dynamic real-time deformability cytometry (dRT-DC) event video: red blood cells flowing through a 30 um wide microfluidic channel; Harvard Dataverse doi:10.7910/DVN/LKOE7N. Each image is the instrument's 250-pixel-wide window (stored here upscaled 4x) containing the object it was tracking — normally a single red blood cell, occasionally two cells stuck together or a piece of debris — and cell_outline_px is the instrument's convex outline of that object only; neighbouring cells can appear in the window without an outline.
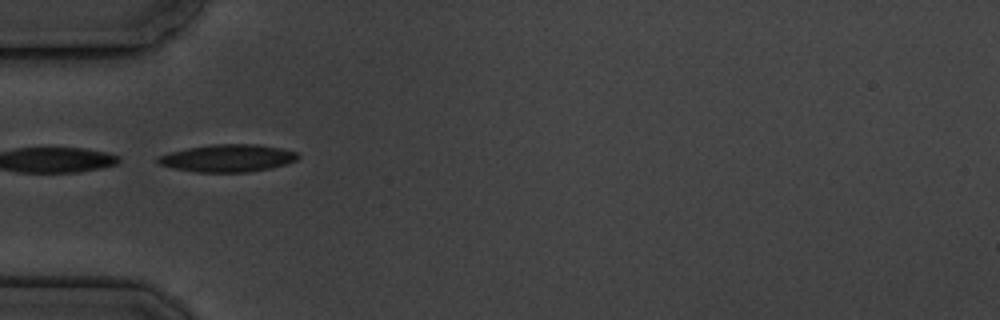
{"species": "common noctule bat (a hibernating species)", "species_latin": "Nyctalus noctula", "temperature_condition": "cold", "stored_images_in_passage": 12, "camera_frame_rate_fps": 3000, "um_per_image_px": 0.085, "animal": {"sex": "male", "body_mass_g": 19.5, "forearm_length_mm": 54.6}, "frame": {"image": 1, "passage_image": 1, "time_ms": 0.0, "image_size_px": [1000, 320], "cell_outline_px": [[300, 156], [296, 160], [288, 164], [272, 168], [248, 172], [196, 172], [172, 168], [160, 164], [156, 160], [160, 156], [168, 152], [188, 148], [212, 144], [256, 144], [280, 148], [296, 152]], "centroid_in_image_um": [19.37, 13.44], "position_along_channel_um": 65.6, "area_um2": 22.43}}
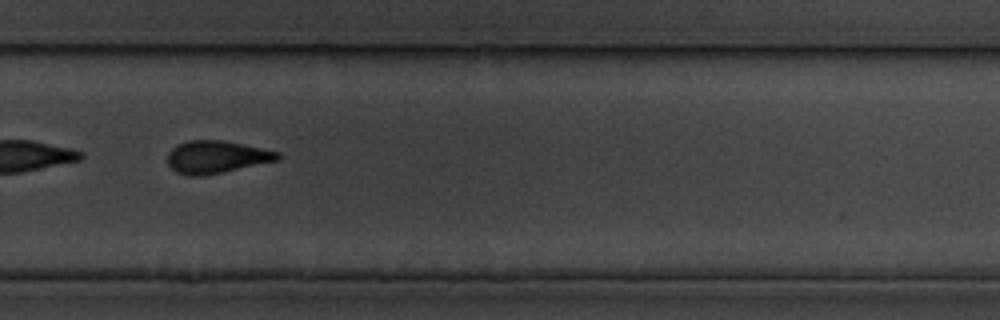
{"frame": {"image": 2, "passage_image": 7, "time_ms": 7.0, "image_size_px": [1000, 320], "cell_outline_px": [[280, 160], [224, 172], [200, 176], [192, 176], [176, 172], [168, 164], [168, 152], [176, 144], [188, 140], [220, 140], [280, 152]], "centroid_in_image_um": [18.38, 13.35], "position_along_channel_um": 311.4, "area_um2": 20.81}, "authors_computed_cell_mechanics": {"area_um2": 21.1259, "velocity_mm_per_s": 3.5318, "shape_relaxation_time_tau1_ms": 2.6538, "shape_relaxation_time_tau2_ms": 5.4885, "deformation_change_tau1": 0.1075, "deformation_change_tau2": 0.1115}}